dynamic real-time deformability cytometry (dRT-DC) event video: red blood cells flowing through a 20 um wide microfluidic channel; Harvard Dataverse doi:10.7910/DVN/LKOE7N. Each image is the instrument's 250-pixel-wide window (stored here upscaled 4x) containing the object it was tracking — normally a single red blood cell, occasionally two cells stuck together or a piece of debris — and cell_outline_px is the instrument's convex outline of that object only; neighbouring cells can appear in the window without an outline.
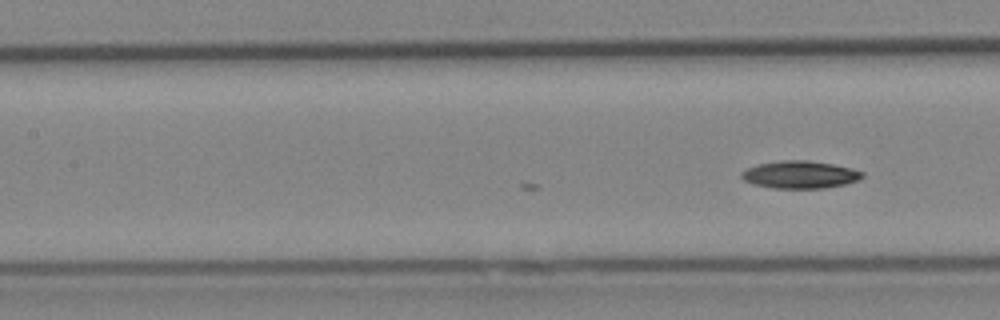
{"species": "Egyptian fruit bat (a non-hibernating species)", "species_latin": "Rousettus aegyptiacus", "temperature_condition": "cold", "stored_images_in_passage": 6, "camera_frame_rate_fps": 3000, "um_per_image_px": 0.085, "animal": {"sex": "female"}, "frame": {"image": 1, "passage_image": 6, "time_ms": 1.667, "image_size_px": [1000, 320], "cell_outline_px": [[864, 176], [860, 180], [844, 184], [824, 188], [772, 188], [752, 184], [744, 180], [740, 176], [740, 172], [756, 164], [784, 160], [808, 160], [832, 164], [852, 168], [864, 172]], "centroid_in_image_um": [67.99, 14.84], "position_along_channel_um": 139.4, "area_um2": 19.48}}